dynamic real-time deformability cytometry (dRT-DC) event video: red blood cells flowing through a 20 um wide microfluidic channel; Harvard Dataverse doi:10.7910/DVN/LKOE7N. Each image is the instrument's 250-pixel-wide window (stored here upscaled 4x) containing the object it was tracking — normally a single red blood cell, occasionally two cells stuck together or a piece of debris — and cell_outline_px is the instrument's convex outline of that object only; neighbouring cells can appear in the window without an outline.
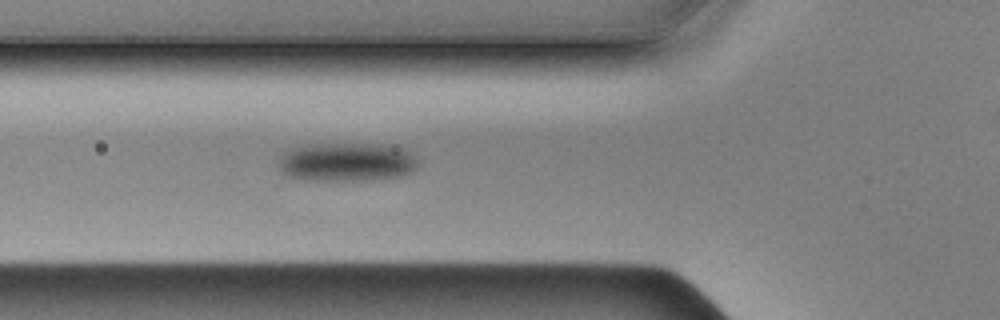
{"species": "Egyptian fruit bat (a non-hibernating species)", "species_latin": "Rousettus aegyptiacus", "temperature_condition": "cold", "stored_images_in_passage": 9, "segment_of_instrument_passage": [3, 3], "camera_frame_rate_fps": 3000, "um_per_image_px": 0.085, "animal": {"sex": "male"}, "frame": {"image": 1, "passage_image": 9, "time_ms": 2.667, "image_size_px": [1000, 320], "cell_outline_px": [[792, 40], [744, 84], [716, 104], [708, 108], [696, 108], [696, 104], [780, 36], [788, 32], [792, 32]], "centroid_in_image_um": [63.34, 6.15], "position_along_channel_um": 62.5, "area_um2": 10.64}}